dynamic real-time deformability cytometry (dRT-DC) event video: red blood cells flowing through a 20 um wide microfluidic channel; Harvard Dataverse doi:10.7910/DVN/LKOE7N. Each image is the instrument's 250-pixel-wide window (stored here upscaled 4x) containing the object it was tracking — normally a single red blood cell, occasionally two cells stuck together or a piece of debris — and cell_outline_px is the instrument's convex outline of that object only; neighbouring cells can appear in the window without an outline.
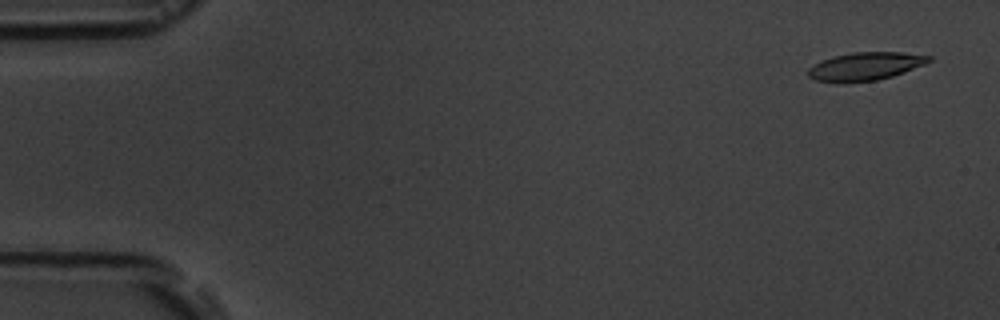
{"species": "common noctule bat (a hibernating species)", "species_latin": "Nyctalus noctula", "temperature_condition": "room temperature", "stored_images_in_passage": 4, "camera_frame_rate_fps": 3000, "um_per_image_px": 0.085, "animal": {"sex": "male", "body_mass_g": 19.5, "forearm_length_mm": 54.6}, "frame": {"image": 1, "passage_image": 1, "time_ms": 0.0, "image_size_px": [1000, 320], "cell_outline_px": [[932, 60], [924, 64], [904, 72], [892, 76], [876, 80], [840, 84], [816, 80], [808, 76], [808, 68], [820, 60], [832, 56], [852, 52], [900, 52], [932, 56]], "centroid_in_image_um": [73.5, 5.64], "position_along_channel_um": 11.5, "area_um2": 20.0}}